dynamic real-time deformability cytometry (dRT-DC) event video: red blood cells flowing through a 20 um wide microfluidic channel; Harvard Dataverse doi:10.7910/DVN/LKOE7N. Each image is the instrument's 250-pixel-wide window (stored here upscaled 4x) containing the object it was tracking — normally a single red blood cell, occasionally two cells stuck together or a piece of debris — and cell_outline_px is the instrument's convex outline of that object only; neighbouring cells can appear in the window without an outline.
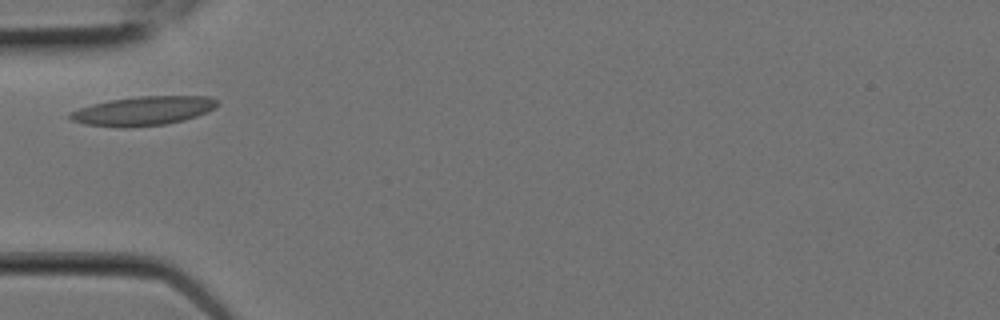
{"species": "Egyptian fruit bat (a non-hibernating species)", "species_latin": "Rousettus aegyptiacus", "temperature_condition": "room temperature", "stored_images_in_passage": 5, "camera_frame_rate_fps": 3000, "um_per_image_px": 0.085, "animal": {"sex": "female"}, "frame": {"image": 1, "passage_image": 2, "time_ms": 0.333, "image_size_px": [1000, 320], "cell_outline_px": [[220, 104], [216, 108], [208, 112], [184, 120], [164, 124], [124, 128], [120, 128], [84, 124], [72, 120], [68, 116], [68, 112], [92, 104], [108, 100], [136, 96], [208, 96], [220, 100]], "centroid_in_image_um": [12.2, 9.42], "position_along_channel_um": 72.8, "area_um2": 25.26}}
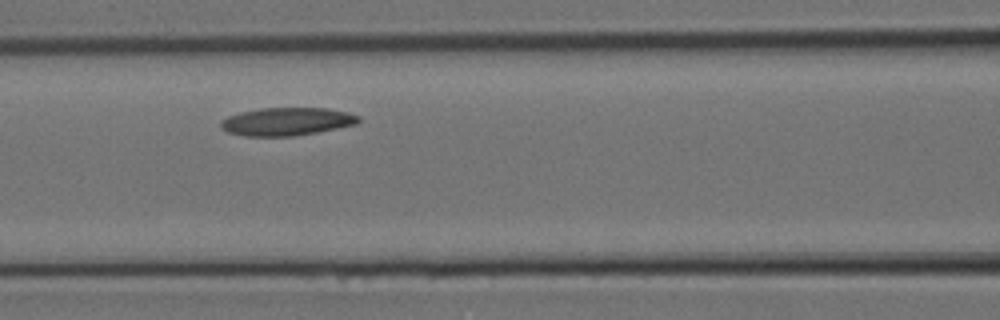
{"frame": {"image": 2, "passage_image": 4, "time_ms": 1.0, "image_size_px": [1000, 320], "cell_outline_px": [[360, 120], [356, 124], [316, 132], [292, 136], [244, 136], [228, 132], [220, 128], [220, 120], [228, 116], [240, 112], [260, 108], [328, 108], [348, 112], [360, 116]], "centroid_in_image_um": [24.35, 10.32], "position_along_channel_um": 142.3, "area_um2": 22.48}}
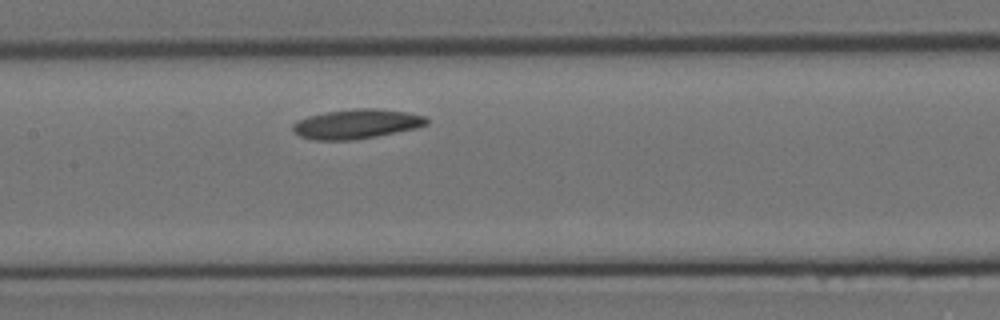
{"frame": {"image": 3, "passage_image": 5, "time_ms": 1.333, "image_size_px": [1000, 320], "cell_outline_px": [[428, 124], [416, 128], [376, 136], [352, 140], [312, 140], [300, 136], [292, 132], [292, 124], [296, 120], [308, 116], [328, 112], [356, 108], [376, 108], [408, 112], [424, 116], [428, 120]], "centroid_in_image_um": [30.27, 10.54], "position_along_channel_um": 177.1, "area_um2": 23.06}}